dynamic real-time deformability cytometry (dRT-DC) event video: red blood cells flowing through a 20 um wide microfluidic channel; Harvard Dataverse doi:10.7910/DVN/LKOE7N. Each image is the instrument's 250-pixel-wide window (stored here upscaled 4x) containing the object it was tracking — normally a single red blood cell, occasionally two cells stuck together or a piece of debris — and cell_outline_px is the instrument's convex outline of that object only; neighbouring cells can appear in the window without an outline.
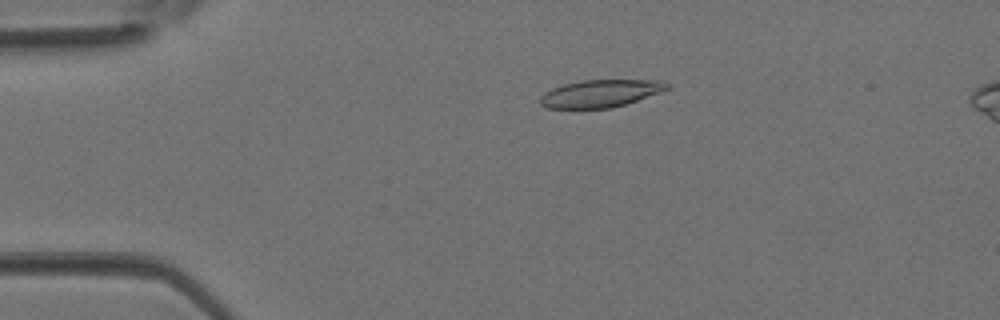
{"species": "Egyptian fruit bat (a non-hibernating species)", "species_latin": "Rousettus aegyptiacus", "temperature_condition": "room temperature", "stored_images_in_passage": 5, "camera_frame_rate_fps": 3000, "um_per_image_px": 0.085, "animal": {"sex": "female"}, "frame": {"image": 1, "passage_image": 3, "time_ms": 0.667, "image_size_px": [1000, 320], "cell_outline_px": [[672, 84], [668, 88], [660, 92], [612, 108], [548, 108], [540, 104], [540, 96], [544, 92], [552, 88], [564, 84], [580, 80], [664, 80]], "centroid_in_image_um": [51.04, 7.93], "position_along_channel_um": 34.0, "area_um2": 20.29}}
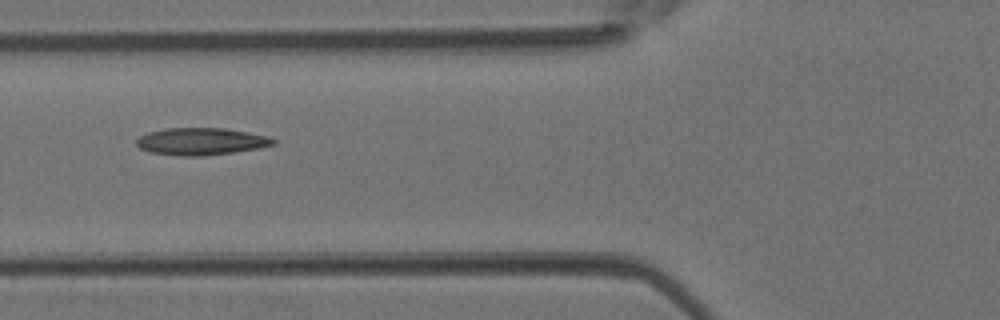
{"frame": {"image": 2, "passage_image": 5, "time_ms": 1.333, "image_size_px": [1000, 320], "cell_outline_px": [[276, 144], [260, 148], [232, 152], [200, 156], [180, 156], [148, 152], [140, 148], [136, 144], [136, 140], [140, 136], [148, 132], [164, 128], [224, 128], [248, 132], [264, 136], [276, 140]], "centroid_in_image_um": [17.05, 12.02], "position_along_channel_um": 108.7, "area_um2": 21.62}}